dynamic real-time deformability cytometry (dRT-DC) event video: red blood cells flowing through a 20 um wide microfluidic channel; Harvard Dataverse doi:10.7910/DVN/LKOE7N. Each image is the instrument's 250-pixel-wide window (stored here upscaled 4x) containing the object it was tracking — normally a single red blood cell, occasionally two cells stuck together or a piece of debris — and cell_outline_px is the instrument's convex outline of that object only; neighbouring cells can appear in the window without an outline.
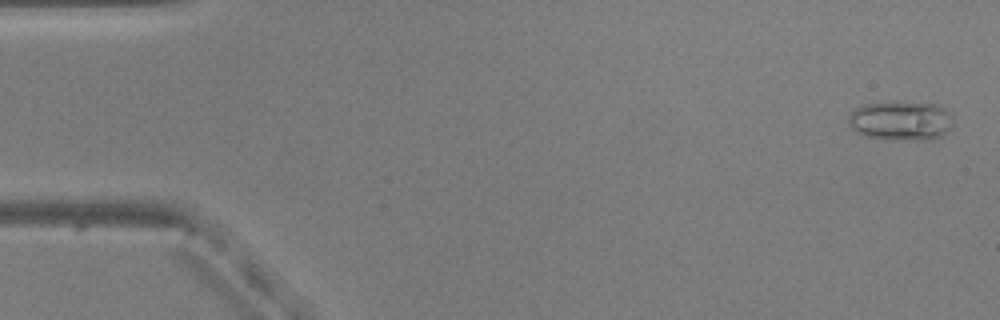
{"species": "common noctule bat (a hibernating species)", "species_latin": "Nyctalus noctula", "temperature_condition": "warm", "stored_images_in_passage": 7, "camera_frame_rate_fps": 3000, "um_per_image_px": 0.085, "animal": {"sex": "male", "body_mass_g": 20.5, "forearm_length_mm": 52.5}, "frame": {"image": 1, "passage_image": 2, "time_ms": 0.333, "image_size_px": [1000, 320], "cell_outline_px": [[952, 128], [940, 136], [932, 140], [888, 140], [864, 136], [856, 132], [848, 124], [848, 116], [860, 104], [888, 100], [896, 100], [940, 104], [952, 116]], "centroid_in_image_um": [76.56, 10.23], "position_along_channel_um": 8.4, "area_um2": 25.09}}